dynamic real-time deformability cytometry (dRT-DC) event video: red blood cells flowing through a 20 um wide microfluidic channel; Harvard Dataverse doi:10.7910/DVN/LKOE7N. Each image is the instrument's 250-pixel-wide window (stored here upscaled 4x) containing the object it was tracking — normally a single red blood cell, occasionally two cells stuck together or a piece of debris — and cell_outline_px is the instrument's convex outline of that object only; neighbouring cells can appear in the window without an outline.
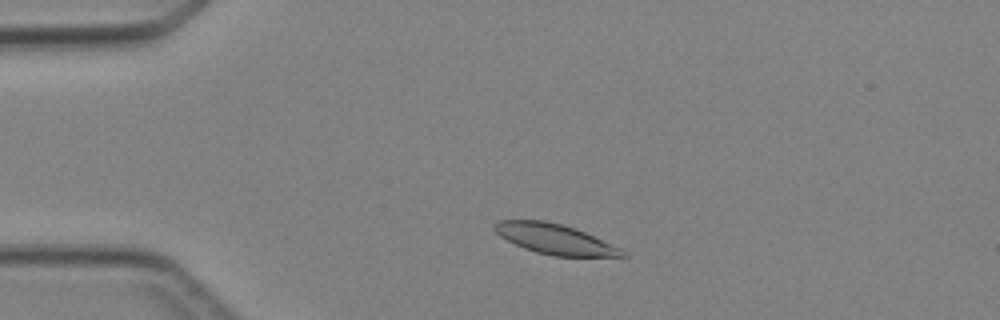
{"species": "Egyptian fruit bat (a non-hibernating species)", "species_latin": "Rousettus aegyptiacus", "temperature_condition": "cold", "stored_images_in_passage": 3, "camera_frame_rate_fps": 3000, "um_per_image_px": 0.085, "animal": {"sex": "female"}, "frame": {"image": 1, "passage_image": 2, "time_ms": 1.0, "image_size_px": [1000, 320], "cell_outline_px": [[628, 256], [624, 260], [552, 256], [536, 252], [524, 248], [500, 236], [492, 228], [492, 224], [500, 220], [544, 220], [576, 228], [620, 248], [628, 252]], "centroid_in_image_um": [47.33, 20.39], "position_along_channel_um": 37.7, "area_um2": 23.41}}